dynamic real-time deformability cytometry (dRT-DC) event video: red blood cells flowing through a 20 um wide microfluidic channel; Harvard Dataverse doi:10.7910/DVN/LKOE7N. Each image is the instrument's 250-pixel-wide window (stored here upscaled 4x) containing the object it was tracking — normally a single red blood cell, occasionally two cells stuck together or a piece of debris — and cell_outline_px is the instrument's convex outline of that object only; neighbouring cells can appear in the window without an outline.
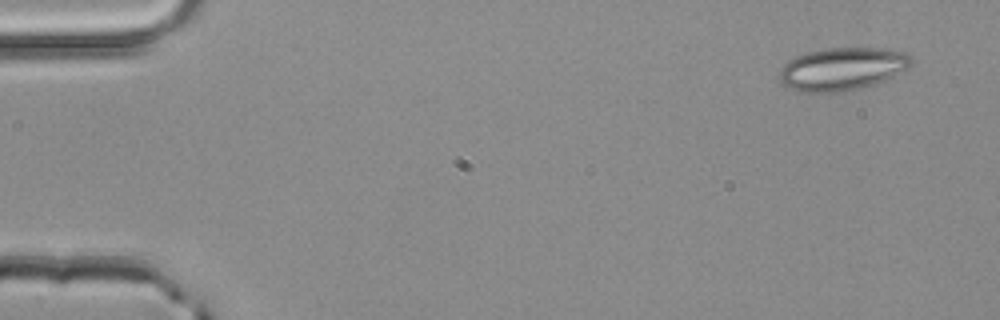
{"species": "common noctule bat (a hibernating species)", "species_latin": "Nyctalus noctula", "temperature_condition": "room temperature", "stored_images_in_passage": 3, "camera_frame_rate_fps": 3000, "um_per_image_px": 0.085, "animal": {"sex": "male", "body_mass_g": 20.4}, "frame": {"image": 1, "passage_image": 1, "time_ms": 0.0, "image_size_px": [1000, 320], "cell_outline_px": [[916, 60], [908, 68], [884, 80], [864, 88], [840, 92], [800, 92], [788, 88], [780, 80], [780, 68], [788, 60], [796, 56], [808, 52], [828, 48], [888, 48], [904, 52], [912, 56]], "centroid_in_image_um": [71.62, 5.86], "position_along_channel_um": 13.4, "area_um2": 33.18}}
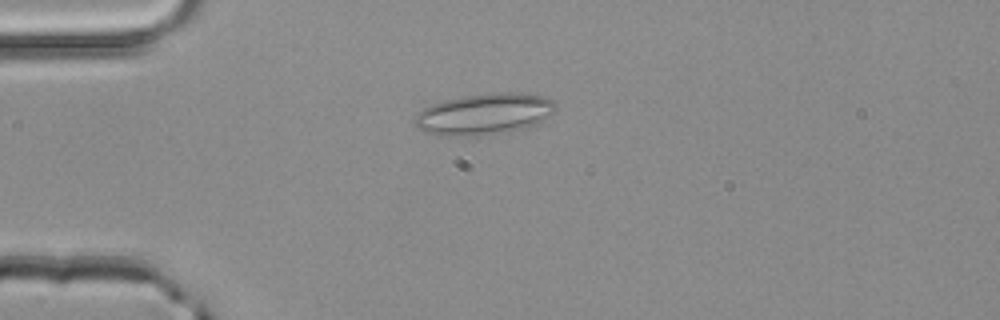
{"frame": {"image": 2, "passage_image": 3, "time_ms": 0.667, "image_size_px": [1000, 320], "cell_outline_px": [[556, 112], [536, 124], [524, 128], [508, 132], [476, 136], [444, 136], [424, 132], [416, 128], [412, 120], [416, 112], [432, 104], [444, 100], [460, 96], [492, 92], [512, 92], [544, 96], [552, 100], [556, 104]], "centroid_in_image_um": [41.12, 9.7], "position_along_channel_um": 43.9, "area_um2": 34.51}}